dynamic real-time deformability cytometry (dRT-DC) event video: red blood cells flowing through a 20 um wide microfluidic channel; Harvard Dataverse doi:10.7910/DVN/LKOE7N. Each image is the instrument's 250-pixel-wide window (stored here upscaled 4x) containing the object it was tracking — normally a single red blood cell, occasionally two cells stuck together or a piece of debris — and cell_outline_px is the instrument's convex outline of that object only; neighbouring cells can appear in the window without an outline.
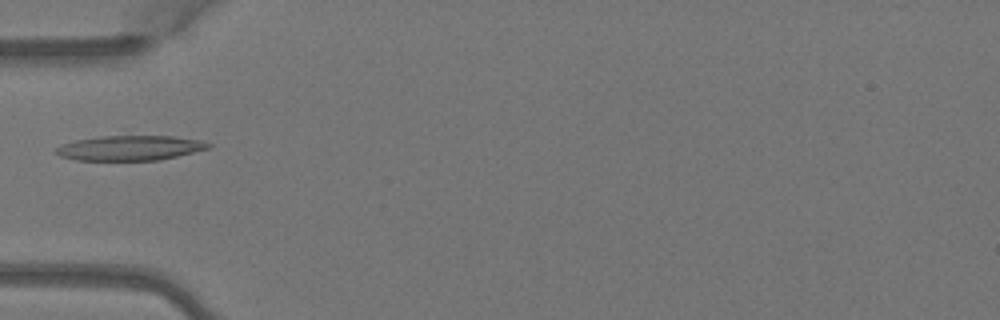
{"species": "Egyptian fruit bat (a non-hibernating species)", "species_latin": "Rousettus aegyptiacus", "temperature_condition": "warm", "stored_images_in_passage": 5, "camera_frame_rate_fps": 3000, "um_per_image_px": 0.085, "animal": {"sex": "female"}, "frame": {"image": 1, "passage_image": 4, "time_ms": 1.0, "image_size_px": [1000, 320], "cell_outline_px": [[212, 148], [160, 160], [76, 160], [60, 156], [56, 152], [56, 148], [60, 144], [76, 140], [100, 136], [172, 136], [200, 140], [212, 144]], "centroid_in_image_um": [11.07, 12.58], "position_along_channel_um": 73.9, "area_um2": 22.14}}
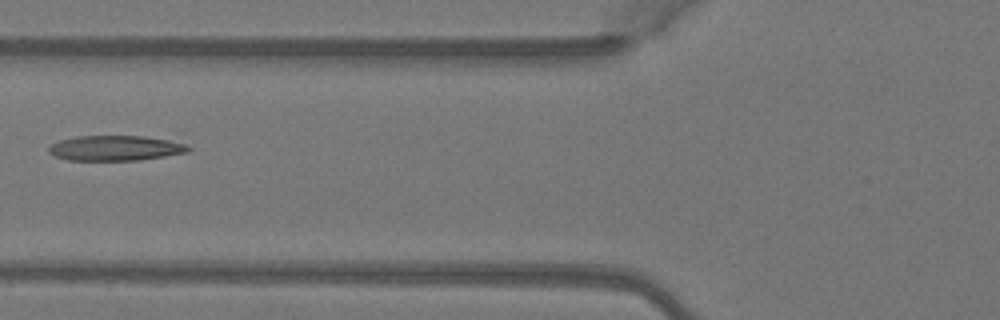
{"frame": {"image": 2, "passage_image": 5, "time_ms": 1.333, "image_size_px": [1000, 320], "cell_outline_px": [[192, 148], [188, 152], [140, 160], [68, 160], [56, 156], [48, 152], [48, 148], [52, 144], [60, 140], [76, 136], [144, 136], [168, 140], [188, 144]], "centroid_in_image_um": [9.83, 12.58], "position_along_channel_um": 116.0, "area_um2": 20.4}}